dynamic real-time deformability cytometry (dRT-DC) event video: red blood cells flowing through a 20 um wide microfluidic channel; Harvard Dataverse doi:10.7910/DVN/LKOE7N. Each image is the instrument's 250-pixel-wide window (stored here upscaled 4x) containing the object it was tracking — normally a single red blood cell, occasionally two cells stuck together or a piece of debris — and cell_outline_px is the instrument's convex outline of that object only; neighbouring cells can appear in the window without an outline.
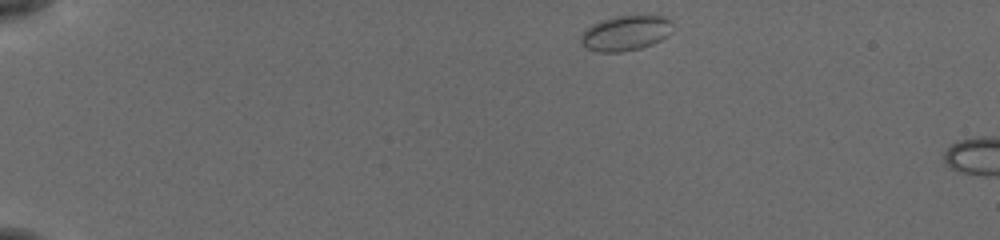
{"species": "common noctule bat (a hibernating species)", "species_latin": "Nyctalus noctula", "temperature_condition": "cold", "stored_images_in_passage": 45, "camera_frame_rate_fps": 3000, "um_per_image_px": 0.085, "animal": {"sex": "female", "body_mass_g": 19.5, "forearm_length_mm": 54.1}, "frame": {"image": 1, "passage_image": 1, "time_ms": 0.0, "image_size_px": [1000, 240], "cell_outline_px": [[672, 32], [668, 36], [652, 44], [640, 48], [624, 52], [596, 52], [588, 48], [580, 40], [580, 36], [592, 24], [600, 20], [616, 16], [668, 16], [672, 20]], "centroid_in_image_um": [53.22, 2.81], "position_along_channel_um": 31.8, "area_um2": 18.84}}
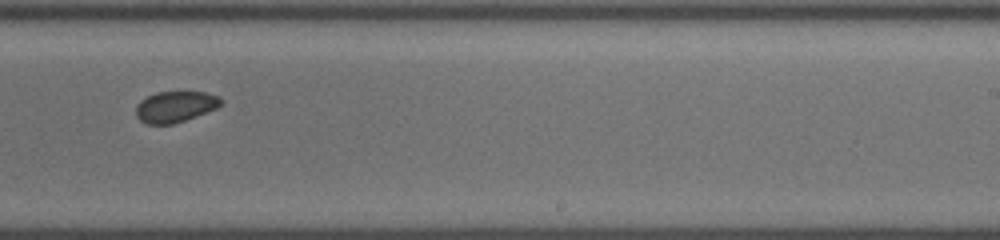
{"frame": {"image": 2, "passage_image": 27, "time_ms": 8.667, "image_size_px": [1000, 240], "cell_outline_px": [[224, 100], [216, 108], [196, 116], [172, 124], [148, 124], [140, 120], [136, 116], [136, 104], [140, 100], [156, 92], [204, 92], [220, 96]], "centroid_in_image_um": [14.89, 9.06], "position_along_channel_um": 274.1, "area_um2": 15.32}}
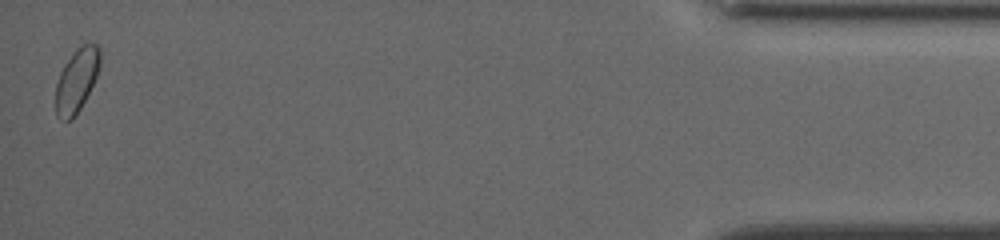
{"frame": {"image": 3, "passage_image": 45, "time_ms": 14.667, "image_size_px": [1000, 240], "cell_outline_px": [[100, 64], [96, 76], [80, 108], [72, 120], [64, 120], [56, 116], [56, 84], [60, 72], [64, 64], [76, 48], [84, 44], [96, 44], [100, 48]], "centroid_in_image_um": [6.5, 6.81], "position_along_channel_um": 428.7, "area_um2": 16.13}, "authors_computed_cell_mechanics": {"area_um2": 16.1262, "velocity_mm_per_s": 3.7947, "shape_relaxation_time_tau1_ms": null, "shape_relaxation_time_tau2_ms": 2.4468, "deformation_change_tau1": null, "deformation_change_tau2": 0.0499}}